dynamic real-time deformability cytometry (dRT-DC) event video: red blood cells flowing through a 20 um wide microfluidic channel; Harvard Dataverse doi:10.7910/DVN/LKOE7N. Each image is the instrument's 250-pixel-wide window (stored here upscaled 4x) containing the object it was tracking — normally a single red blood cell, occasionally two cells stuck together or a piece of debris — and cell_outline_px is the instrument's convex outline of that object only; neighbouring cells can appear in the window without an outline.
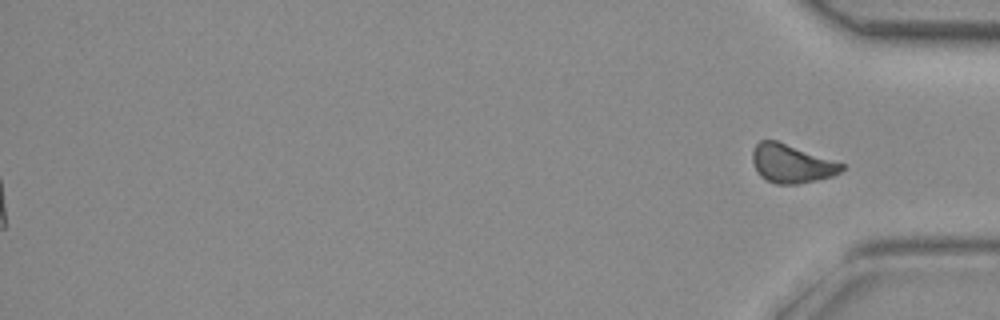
{"species": "common noctule bat (a hibernating species)", "species_latin": "Nyctalus noctula", "temperature_condition": "room temperature", "stored_images_in_passage": 39, "segment_of_instrument_passage": [2, 2], "camera_frame_rate_fps": 3000, "um_per_image_px": 0.085, "animal": {"sex": "female", "body_mass_g": 29.2, "forearm_length_mm": 56.3}, "frame": {"image": 1, "passage_image": 39, "time_ms": 12.667, "image_size_px": [1000, 320], "cell_outline_px": [[844, 168], [840, 172], [832, 176], [800, 184], [776, 184], [760, 176], [752, 160], [752, 148], [760, 140], [776, 140], [844, 164]], "centroid_in_image_um": [67.25, 13.91], "position_along_channel_um": 367.9, "area_um2": 19.83}}